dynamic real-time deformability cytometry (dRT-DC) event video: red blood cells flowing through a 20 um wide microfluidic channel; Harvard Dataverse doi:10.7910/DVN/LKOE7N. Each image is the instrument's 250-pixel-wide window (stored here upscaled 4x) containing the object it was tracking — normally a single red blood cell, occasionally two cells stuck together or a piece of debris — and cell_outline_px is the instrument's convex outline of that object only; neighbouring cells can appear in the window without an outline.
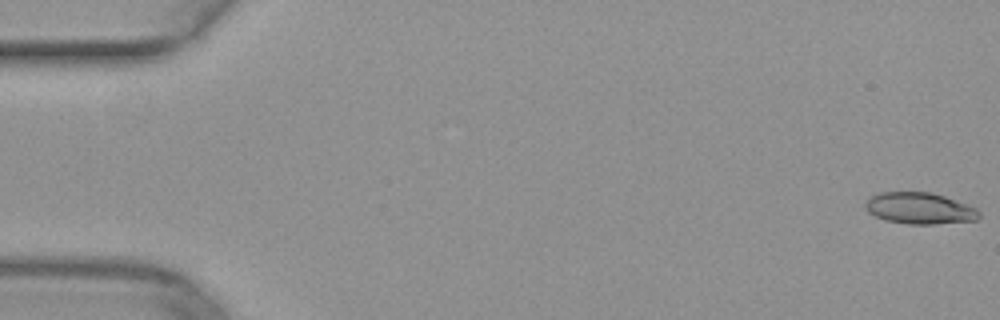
{"species": "common noctule bat (a hibernating species)", "species_latin": "Nyctalus noctula", "temperature_condition": "warm", "stored_images_in_passage": 51, "camera_frame_rate_fps": 3000, "um_per_image_px": 0.085, "animal": {"sex": "female", "body_mass_g": 29.2, "forearm_length_mm": 56.3}, "frame": {"image": 1, "passage_image": 1, "time_ms": 0.0, "image_size_px": [1000, 320], "cell_outline_px": [[980, 216], [976, 220], [936, 224], [908, 224], [884, 220], [868, 212], [864, 208], [864, 204], [868, 196], [880, 192], [932, 192], [944, 196], [976, 208], [980, 212]], "centroid_in_image_um": [78.12, 17.7], "position_along_channel_um": 6.9, "area_um2": 20.98}}
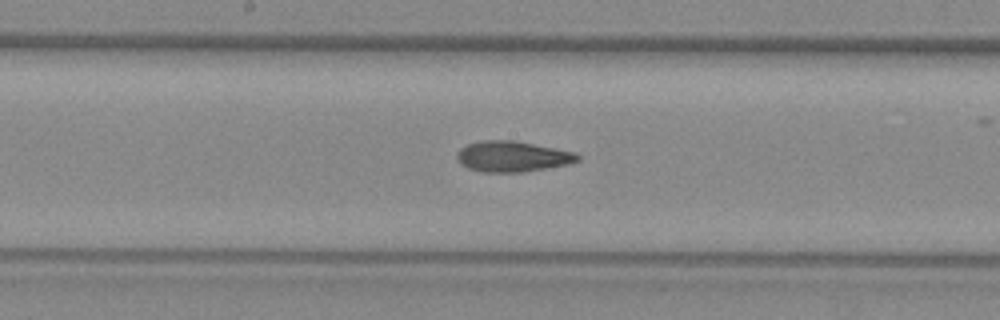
{"frame": {"image": 2, "passage_image": 27, "time_ms": 8.667, "image_size_px": [1000, 320], "cell_outline_px": [[580, 160], [568, 164], [524, 172], [484, 172], [468, 168], [460, 164], [456, 160], [456, 152], [460, 148], [468, 144], [480, 140], [512, 140], [576, 152], [580, 156]], "centroid_in_image_um": [43.52, 13.3], "position_along_channel_um": 204.7, "area_um2": 21.68}}
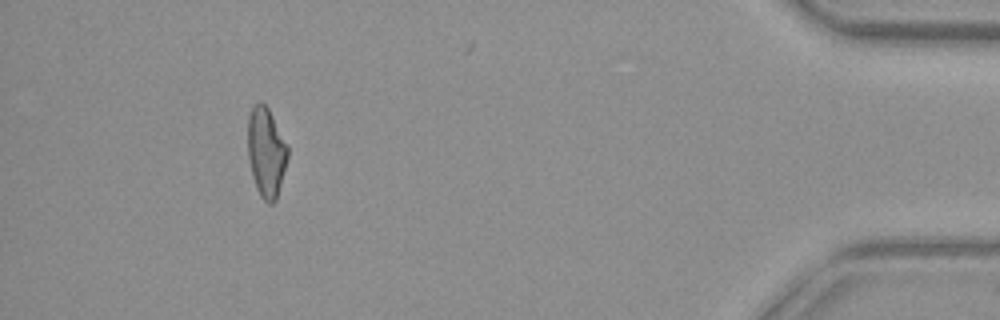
{"frame": {"image": 3, "passage_image": 47, "time_ms": 15.333, "image_size_px": [1000, 320], "cell_outline_px": [[288, 156], [276, 200], [272, 204], [268, 204], [260, 196], [256, 188], [252, 176], [248, 160], [248, 116], [252, 108], [260, 100], [268, 108], [288, 144]], "centroid_in_image_um": [22.62, 12.94], "position_along_channel_um": 412.6, "area_um2": 20.92}}